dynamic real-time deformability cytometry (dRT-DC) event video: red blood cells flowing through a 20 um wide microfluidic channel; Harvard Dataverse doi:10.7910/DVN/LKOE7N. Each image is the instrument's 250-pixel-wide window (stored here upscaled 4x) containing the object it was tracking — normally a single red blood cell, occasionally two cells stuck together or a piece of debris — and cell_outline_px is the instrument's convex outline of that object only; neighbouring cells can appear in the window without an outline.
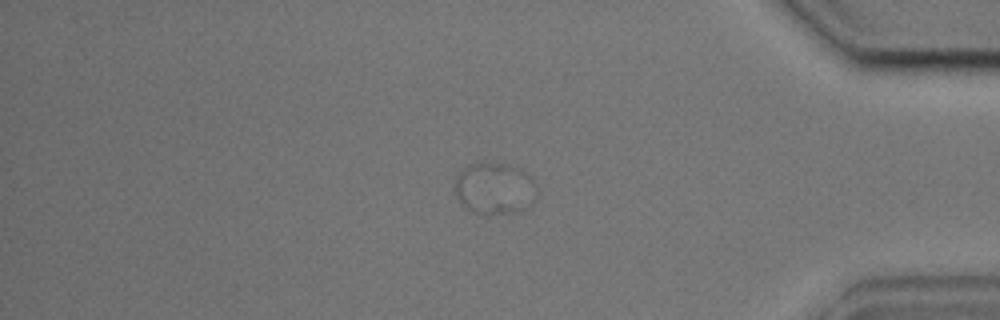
{"species": "common noctule bat (a hibernating species)", "species_latin": "Nyctalus noctula", "temperature_condition": "cold", "stored_images_in_passage": 60, "segment_of_instrument_passage": [2, 3], "camera_frame_rate_fps": 3000, "um_per_image_px": 0.085, "animal": {"sex": "male", "body_mass_g": 17.9, "forearm_length_mm": 54.2}, "frame": {"image": 1, "passage_image": 50, "time_ms": 16.333, "image_size_px": [1000, 320], "cell_outline_px": [[536, 200], [528, 208], [516, 212], [472, 212], [456, 196], [456, 180], [460, 172], [468, 164], [508, 164], [524, 168], [532, 176], [536, 184]], "centroid_in_image_um": [42.14, 15.99], "position_along_channel_um": 393.1, "area_um2": 24.45}}